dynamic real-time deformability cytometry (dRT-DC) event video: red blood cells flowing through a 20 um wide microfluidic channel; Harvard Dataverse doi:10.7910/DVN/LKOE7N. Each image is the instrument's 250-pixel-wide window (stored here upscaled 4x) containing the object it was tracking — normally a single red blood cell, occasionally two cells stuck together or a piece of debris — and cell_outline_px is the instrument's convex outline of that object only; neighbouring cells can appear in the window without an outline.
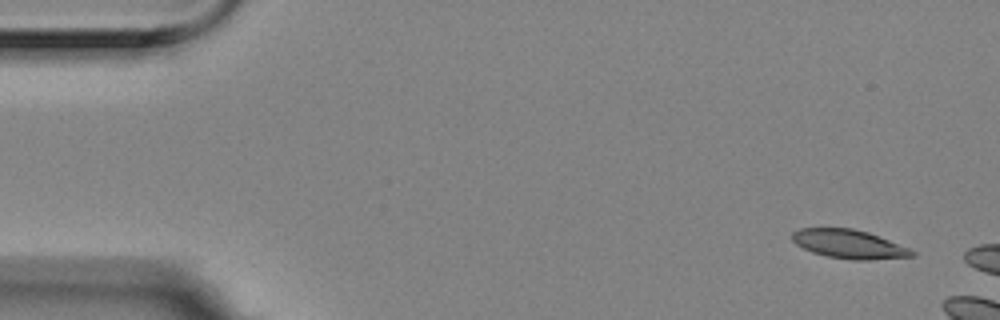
{"species": "Egyptian fruit bat (a non-hibernating species)", "species_latin": "Rousettus aegyptiacus", "temperature_condition": "room temperature", "stored_images_in_passage": 2, "camera_frame_rate_fps": 3000, "um_per_image_px": 0.085, "animal": {"sex": "female"}, "frame": {"image": 1, "passage_image": 1, "time_ms": 0.0, "image_size_px": [1000, 320], "cell_outline_px": [[916, 256], [868, 260], [852, 260], [828, 256], [812, 252], [796, 244], [792, 240], [792, 232], [800, 228], [852, 228], [868, 232], [908, 248], [916, 252]], "centroid_in_image_um": [72.16, 20.75], "position_along_channel_um": 12.8, "area_um2": 19.94}}